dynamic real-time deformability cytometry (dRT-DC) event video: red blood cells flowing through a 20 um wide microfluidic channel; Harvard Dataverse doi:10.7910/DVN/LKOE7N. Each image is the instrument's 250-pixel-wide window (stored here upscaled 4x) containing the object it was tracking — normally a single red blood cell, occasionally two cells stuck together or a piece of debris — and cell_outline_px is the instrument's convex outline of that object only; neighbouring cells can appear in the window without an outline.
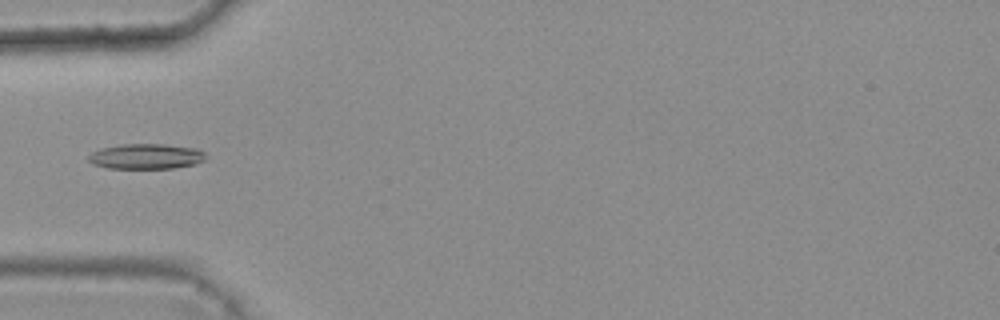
{"species": "common noctule bat (a hibernating species)", "species_latin": "Nyctalus noctula", "temperature_condition": "warm", "stored_images_in_passage": 4, "camera_frame_rate_fps": 3000, "um_per_image_px": 0.085, "animal": {"sex": "female", "body_mass_g": 25.1}, "frame": {"image": 1, "passage_image": 4, "time_ms": 1.0, "image_size_px": [1000, 320], "cell_outline_px": [[204, 160], [196, 164], [172, 168], [108, 168], [92, 164], [88, 160], [88, 156], [92, 152], [100, 148], [120, 144], [164, 144], [196, 148], [204, 152]], "centroid_in_image_um": [12.39, 13.29], "position_along_channel_um": 72.6, "area_um2": 17.28}}